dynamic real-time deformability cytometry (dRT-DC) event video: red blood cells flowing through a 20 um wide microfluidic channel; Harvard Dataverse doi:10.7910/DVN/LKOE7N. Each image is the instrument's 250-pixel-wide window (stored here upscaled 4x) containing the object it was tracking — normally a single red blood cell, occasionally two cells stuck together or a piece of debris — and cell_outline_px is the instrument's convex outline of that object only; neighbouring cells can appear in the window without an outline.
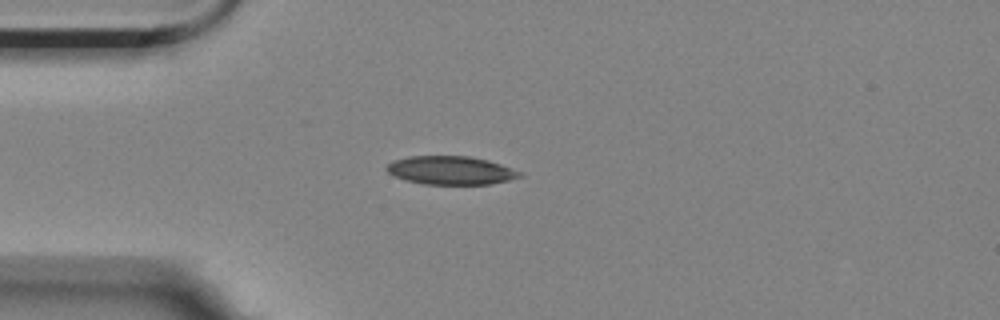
{"species": "Egyptian fruit bat (a non-hibernating species)", "species_latin": "Rousettus aegyptiacus", "temperature_condition": "room temperature", "stored_images_in_passage": 5, "camera_frame_rate_fps": 3000, "um_per_image_px": 0.085, "animal": {"sex": "female"}, "frame": {"image": 1, "passage_image": 4, "time_ms": 3.667, "image_size_px": [1000, 320], "cell_outline_px": [[524, 176], [508, 180], [488, 184], [424, 184], [404, 180], [392, 176], [384, 168], [392, 160], [408, 156], [468, 156], [488, 160], [524, 172]], "centroid_in_image_um": [38.29, 14.48], "position_along_channel_um": 46.7, "area_um2": 22.25}}